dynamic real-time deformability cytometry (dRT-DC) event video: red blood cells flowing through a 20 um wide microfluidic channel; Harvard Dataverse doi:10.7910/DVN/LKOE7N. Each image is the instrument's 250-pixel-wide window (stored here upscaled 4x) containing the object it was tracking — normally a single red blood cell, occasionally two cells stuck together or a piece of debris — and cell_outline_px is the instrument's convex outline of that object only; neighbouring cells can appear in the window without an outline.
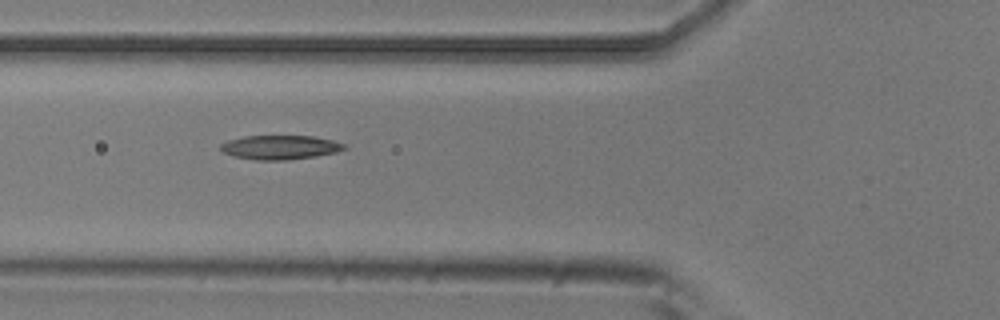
{"species": "common noctule bat (a hibernating species)", "species_latin": "Nyctalus noctula", "temperature_condition": "room temperature", "stored_images_in_passage": 7, "camera_frame_rate_fps": 3000, "um_per_image_px": 0.085, "animal": {"sex": "male", "body_mass_g": 20.5, "forearm_length_mm": 52.5}, "frame": {"image": 1, "passage_image": 6, "time_ms": 1.667, "image_size_px": [1000, 320], "cell_outline_px": [[348, 148], [336, 152], [316, 156], [284, 160], [256, 160], [232, 156], [224, 152], [220, 148], [220, 144], [228, 140], [244, 136], [312, 136], [332, 140], [344, 144]], "centroid_in_image_um": [23.79, 12.52], "position_along_channel_um": 102.0, "area_um2": 17.34}}
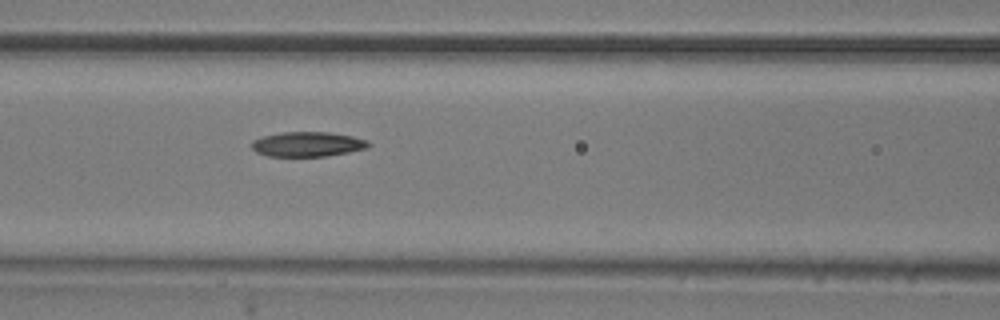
{"frame": {"image": 2, "passage_image": 7, "time_ms": 2.0, "image_size_px": [1000, 320], "cell_outline_px": [[372, 144], [368, 148], [348, 152], [324, 156], [268, 156], [256, 152], [252, 148], [252, 140], [260, 136], [284, 132], [328, 132], [352, 136], [368, 140]], "centroid_in_image_um": [26.14, 12.25], "position_along_channel_um": 140.5, "area_um2": 16.94}}